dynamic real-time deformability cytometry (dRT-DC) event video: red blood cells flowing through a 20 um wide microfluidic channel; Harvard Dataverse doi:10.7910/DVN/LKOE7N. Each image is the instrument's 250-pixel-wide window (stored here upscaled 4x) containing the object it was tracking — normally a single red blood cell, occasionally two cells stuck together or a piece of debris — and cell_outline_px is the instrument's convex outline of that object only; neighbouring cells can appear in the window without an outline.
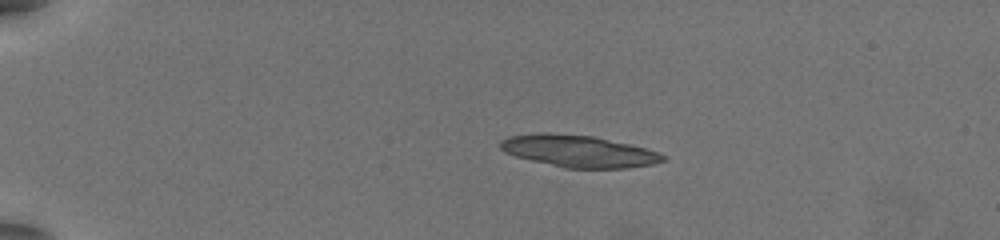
{"species": "common noctule bat (a hibernating species)", "species_latin": "Nyctalus noctula", "temperature_condition": "warm", "stored_images_in_passage": 22, "camera_frame_rate_fps": 3000, "um_per_image_px": 0.085, "animal": {"sex": "female", "body_mass_g": 19.5, "forearm_length_mm": 54.1}, "frame": {"image": 1, "passage_image": 1, "time_ms": 0.0, "image_size_px": [1000, 240], "cell_outline_px": [[668, 160], [652, 164], [628, 168], [564, 168], [516, 156], [504, 152], [500, 148], [500, 140], [508, 136], [544, 132], [548, 132], [592, 136], [628, 144], [644, 148], [668, 156]], "centroid_in_image_um": [49.17, 12.85], "position_along_channel_um": 35.8, "area_um2": 30.17}}